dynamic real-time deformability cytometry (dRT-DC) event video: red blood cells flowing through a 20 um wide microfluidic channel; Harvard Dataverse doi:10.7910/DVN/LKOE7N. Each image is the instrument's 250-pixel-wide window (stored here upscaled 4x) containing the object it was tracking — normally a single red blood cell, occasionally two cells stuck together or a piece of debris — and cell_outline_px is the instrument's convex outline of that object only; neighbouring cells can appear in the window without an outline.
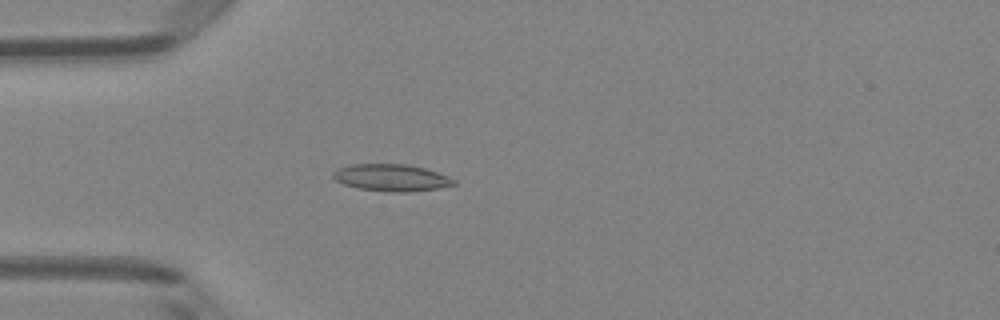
{"species": "Egyptian fruit bat (a non-hibernating species)", "species_latin": "Rousettus aegyptiacus", "temperature_condition": "room temperature", "stored_images_in_passage": 37, "camera_frame_rate_fps": 3000, "um_per_image_px": 0.085, "animal": {"sex": "female"}, "frame": {"image": 1, "passage_image": 2, "time_ms": 0.333, "image_size_px": [1000, 320], "cell_outline_px": [[456, 184], [436, 188], [408, 192], [392, 192], [356, 188], [344, 184], [336, 180], [332, 176], [332, 172], [340, 168], [352, 164], [404, 164], [424, 168], [448, 176], [456, 180]], "centroid_in_image_um": [33.25, 15.1], "position_along_channel_um": 51.7, "area_um2": 18.79}}
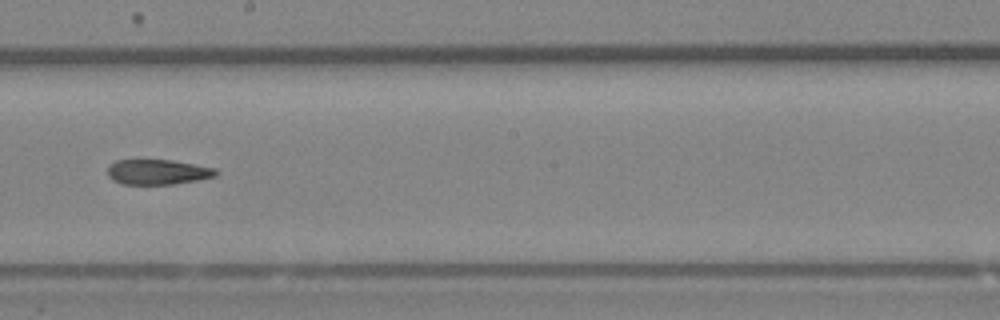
{"frame": {"image": 2, "passage_image": 16, "time_ms": 5.0, "image_size_px": [1000, 320], "cell_outline_px": [[216, 176], [196, 180], [172, 184], [120, 184], [112, 180], [108, 176], [108, 164], [116, 160], [172, 160], [216, 168]], "centroid_in_image_um": [13.35, 14.61], "position_along_channel_um": 234.8, "area_um2": 15.84}}
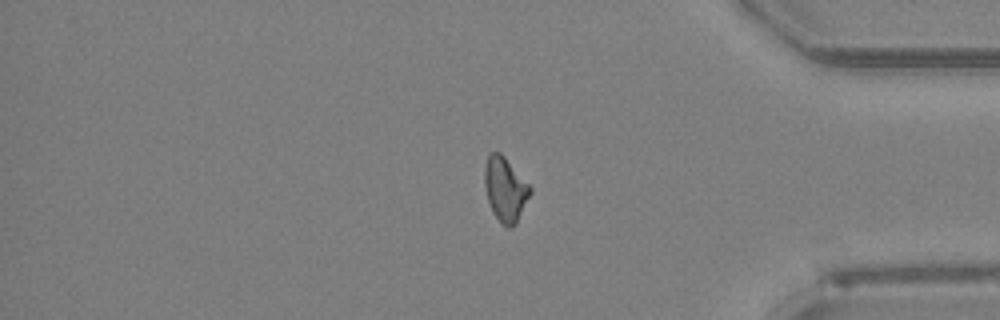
{"frame": {"image": 3, "passage_image": 29, "time_ms": 9.333, "image_size_px": [1000, 320], "cell_outline_px": [[532, 192], [516, 224], [508, 228], [492, 212], [488, 200], [484, 184], [484, 168], [488, 156], [492, 152], [500, 152], [504, 156], [532, 188]], "centroid_in_image_um": [42.95, 16.08], "position_along_channel_um": 392.3, "area_um2": 16.88}}